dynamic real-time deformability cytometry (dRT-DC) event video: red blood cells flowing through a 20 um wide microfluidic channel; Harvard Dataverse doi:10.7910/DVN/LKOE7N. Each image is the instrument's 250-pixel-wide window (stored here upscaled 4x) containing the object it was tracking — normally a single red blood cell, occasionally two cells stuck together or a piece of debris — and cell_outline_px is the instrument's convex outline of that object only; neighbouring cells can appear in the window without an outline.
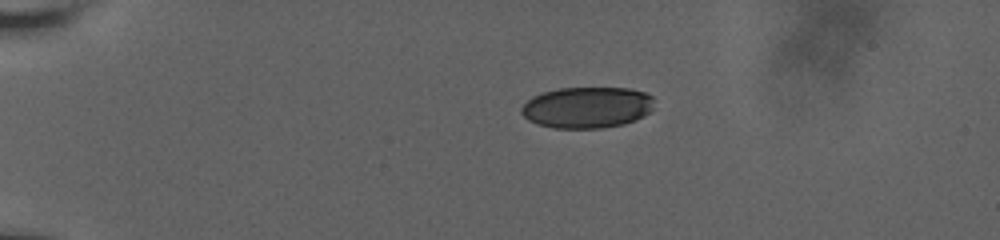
{"species": "human", "species_latin": "Homo sapiens", "temperature_condition": "room temperature", "stored_images_in_passage": 45, "camera_frame_rate_fps": 3000, "um_per_image_px": 0.085, "donor": {"sex": "male"}, "frame": {"image": 1, "passage_image": 1, "time_ms": 0.0, "image_size_px": [1000, 240], "cell_outline_px": [[652, 108], [644, 116], [636, 120], [624, 124], [600, 128], [552, 128], [536, 124], [528, 120], [520, 112], [520, 108], [532, 96], [544, 92], [560, 88], [628, 88], [644, 92], [652, 96]], "centroid_in_image_um": [49.87, 9.14], "position_along_channel_um": 35.1, "area_um2": 31.96}}
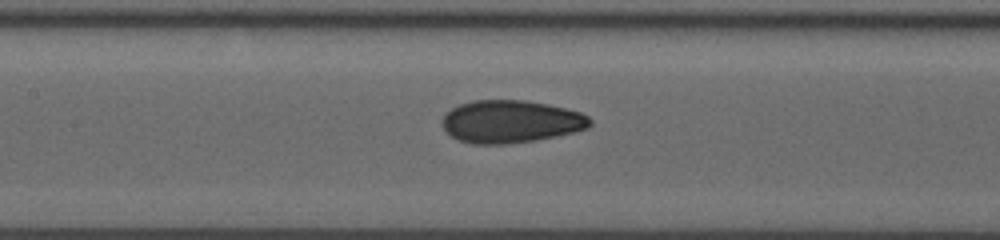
{"frame": {"image": 2, "passage_image": 17, "time_ms": 5.333, "image_size_px": [1000, 240], "cell_outline_px": [[592, 124], [588, 128], [556, 136], [536, 140], [508, 144], [472, 144], [460, 140], [452, 136], [444, 128], [440, 120], [444, 112], [460, 104], [476, 100], [524, 100], [548, 104], [580, 112], [588, 116], [592, 120]], "centroid_in_image_um": [43.4, 10.33], "position_along_channel_um": 164.0, "area_um2": 36.82}}
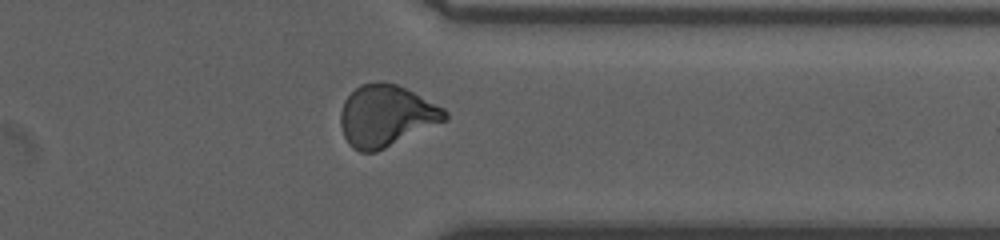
{"frame": {"image": 3, "passage_image": 34, "time_ms": 11.0, "image_size_px": [1000, 240], "cell_outline_px": [[448, 120], [376, 152], [360, 152], [352, 148], [348, 144], [344, 136], [340, 124], [340, 112], [344, 100], [360, 84], [380, 80], [384, 80], [396, 84], [444, 108], [448, 112]], "centroid_in_image_um": [32.81, 9.84], "position_along_channel_um": 378.6, "area_um2": 37.57}, "authors_computed_cell_mechanics": {"area_um2": 35.6626, "velocity_mm_per_s": 3.8078, "shape_relaxation_time_tau1_ms": null, "shape_relaxation_time_tau2_ms": 1.4222, "deformation_change_tau1": null, "deformation_change_tau2": 0.059}}